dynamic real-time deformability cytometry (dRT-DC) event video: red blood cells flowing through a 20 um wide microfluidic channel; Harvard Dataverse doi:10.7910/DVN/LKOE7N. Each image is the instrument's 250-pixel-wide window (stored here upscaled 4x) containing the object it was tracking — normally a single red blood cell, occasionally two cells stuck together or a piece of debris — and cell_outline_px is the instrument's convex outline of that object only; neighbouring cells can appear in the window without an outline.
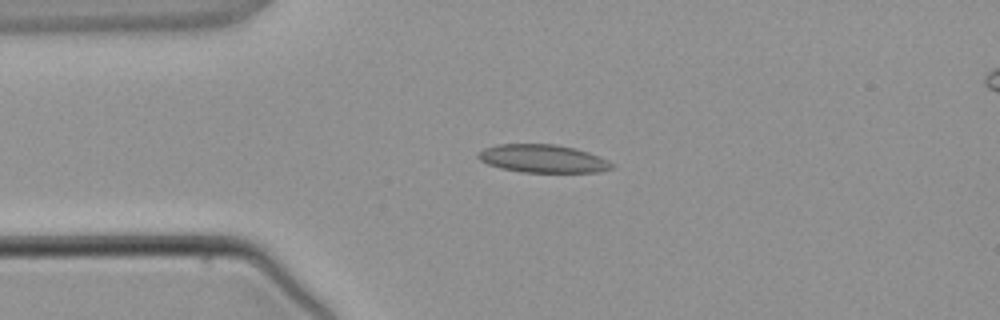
{"species": "common noctule bat (a hibernating species)", "species_latin": "Nyctalus noctula", "temperature_condition": "warm", "stored_images_in_passage": 3, "camera_frame_rate_fps": 3000, "um_per_image_px": 0.085, "animal": {"sex": "male", "body_mass_g": 21.5, "forearm_length_mm": 52.0}, "frame": {"image": 1, "passage_image": 3, "time_ms": 2.333, "image_size_px": [1000, 320], "cell_outline_px": [[616, 168], [600, 172], [524, 172], [500, 168], [488, 164], [480, 160], [476, 156], [484, 148], [496, 144], [556, 144], [576, 148], [588, 152], [608, 160], [616, 164]], "centroid_in_image_um": [46.19, 13.48], "position_along_channel_um": 38.8, "area_um2": 22.02}}